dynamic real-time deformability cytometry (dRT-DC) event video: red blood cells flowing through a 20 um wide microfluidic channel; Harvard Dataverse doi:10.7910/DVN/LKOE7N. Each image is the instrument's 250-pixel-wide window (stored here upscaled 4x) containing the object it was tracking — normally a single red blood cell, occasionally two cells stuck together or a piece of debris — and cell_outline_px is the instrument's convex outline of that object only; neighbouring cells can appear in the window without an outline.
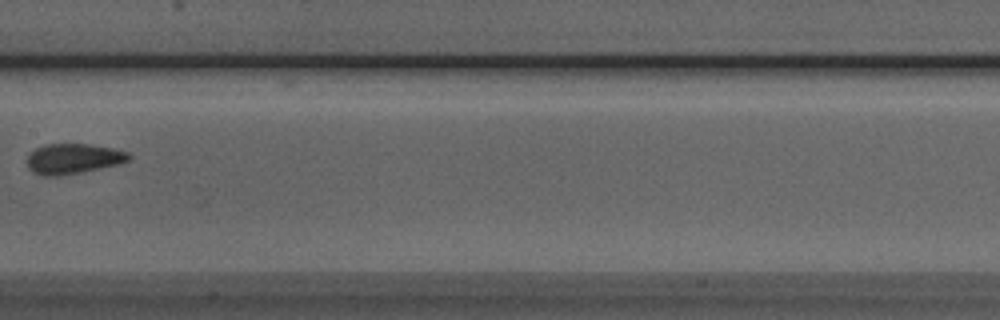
{"species": "Egyptian fruit bat (a non-hibernating species)", "species_latin": "Rousettus aegyptiacus", "temperature_condition": "room temperature", "stored_images_in_passage": 9, "camera_frame_rate_fps": 3000, "um_per_image_px": 0.085, "animal": {"sex": "male"}, "frame": {"image": 1, "passage_image": 7, "time_ms": 8.0, "image_size_px": [1000, 320], "cell_outline_px": [[132, 156], [128, 160], [116, 164], [100, 168], [60, 176], [44, 176], [32, 172], [28, 168], [24, 160], [36, 148], [44, 144], [88, 144], [112, 148], [128, 152]], "centroid_in_image_um": [6.16, 13.49], "position_along_channel_um": 201.2, "area_um2": 17.92}}
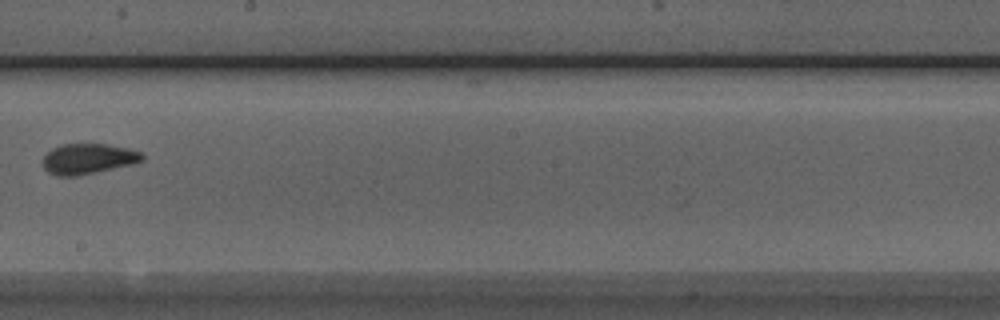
{"frame": {"image": 2, "passage_image": 8, "time_ms": 9.0, "image_size_px": [1000, 320], "cell_outline_px": [[144, 160], [132, 164], [76, 176], [56, 176], [48, 172], [40, 164], [44, 156], [52, 148], [60, 144], [108, 144], [128, 148], [144, 152]], "centroid_in_image_um": [7.48, 13.49], "position_along_channel_um": 240.7, "area_um2": 17.8}}
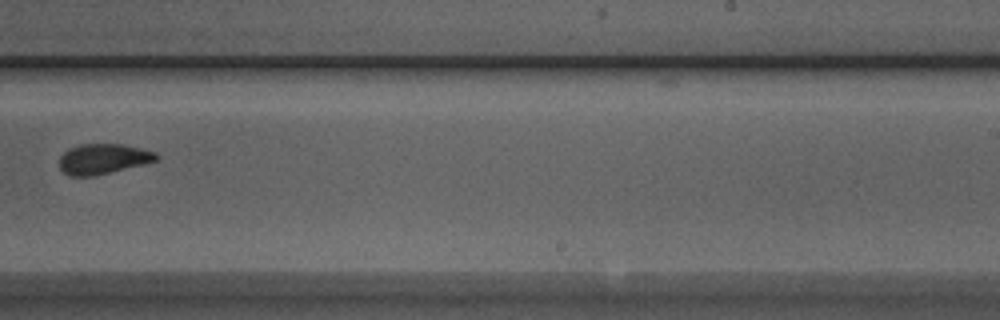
{"frame": {"image": 3, "passage_image": 9, "time_ms": 10.0, "image_size_px": [1000, 320], "cell_outline_px": [[160, 156], [156, 160], [144, 164], [96, 176], [68, 176], [60, 168], [60, 156], [68, 148], [80, 144], [124, 144], [156, 152]], "centroid_in_image_um": [8.76, 13.51], "position_along_channel_um": 280.2, "area_um2": 17.22}}